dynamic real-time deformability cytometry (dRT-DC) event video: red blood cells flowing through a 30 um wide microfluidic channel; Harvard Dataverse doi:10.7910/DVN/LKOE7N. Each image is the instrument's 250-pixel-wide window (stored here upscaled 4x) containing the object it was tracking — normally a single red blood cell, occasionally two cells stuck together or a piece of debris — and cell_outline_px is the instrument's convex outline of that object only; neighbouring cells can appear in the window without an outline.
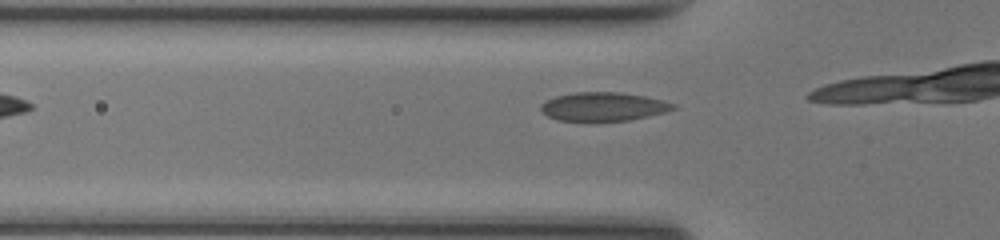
{"species": "common noctule bat (a hibernating species)", "species_latin": "Nyctalus noctula", "temperature_condition": "room temperature", "stored_images_in_passage": 6, "camera_frame_rate_fps": 3000, "um_per_image_px": 0.085, "animal": {"sex": "female", "body_mass_g": 17.0, "forearm_length_mm": 48.0}, "frame": {"image": 1, "passage_image": 4, "time_ms": 1.0, "image_size_px": [1000, 240], "cell_outline_px": [[676, 108], [664, 112], [648, 116], [628, 120], [560, 120], [548, 116], [540, 108], [540, 104], [544, 100], [556, 96], [576, 92], [620, 92], [644, 96], [664, 100], [676, 104]], "centroid_in_image_um": [51.29, 9.04], "position_along_channel_um": 74.5, "area_um2": 21.85}}